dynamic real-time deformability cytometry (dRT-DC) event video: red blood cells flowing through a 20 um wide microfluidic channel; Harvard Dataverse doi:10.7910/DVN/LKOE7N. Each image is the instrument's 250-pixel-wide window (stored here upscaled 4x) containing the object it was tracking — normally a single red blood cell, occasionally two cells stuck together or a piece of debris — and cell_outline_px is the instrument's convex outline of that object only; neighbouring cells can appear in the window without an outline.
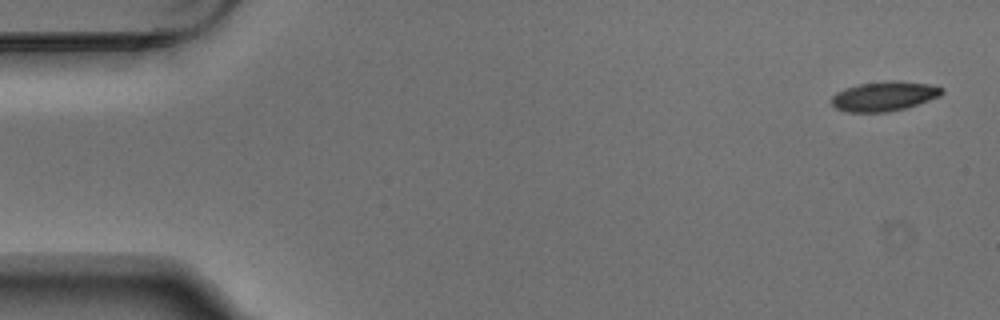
{"species": "Egyptian fruit bat (a non-hibernating species)", "species_latin": "Rousettus aegyptiacus", "temperature_condition": "warm", "stored_images_in_passage": 5, "camera_frame_rate_fps": 3000, "um_per_image_px": 0.085, "animal": {"sex": "male"}, "frame": {"image": 1, "passage_image": 1, "time_ms": 0.0, "image_size_px": [1000, 320], "cell_outline_px": [[944, 92], [940, 96], [904, 108], [888, 112], [848, 112], [836, 108], [832, 104], [832, 96], [836, 92], [844, 88], [860, 84], [888, 80], [900, 80], [928, 84], [944, 88]], "centroid_in_image_um": [75.15, 8.16], "position_along_channel_um": 9.9, "area_um2": 19.02}}
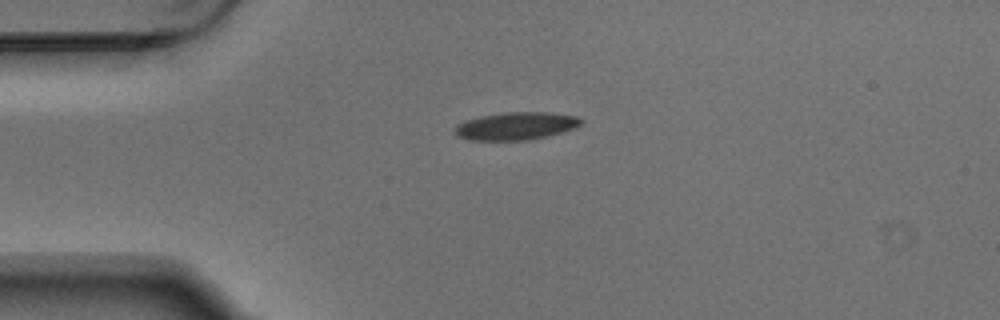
{"frame": {"image": 2, "passage_image": 4, "time_ms": 1.0, "image_size_px": [1000, 320], "cell_outline_px": [[584, 120], [580, 124], [572, 128], [560, 132], [528, 140], [468, 140], [456, 136], [452, 132], [456, 124], [464, 120], [480, 116], [504, 112], [548, 112], [576, 116]], "centroid_in_image_um": [43.76, 10.7], "position_along_channel_um": 41.2, "area_um2": 20.4}}